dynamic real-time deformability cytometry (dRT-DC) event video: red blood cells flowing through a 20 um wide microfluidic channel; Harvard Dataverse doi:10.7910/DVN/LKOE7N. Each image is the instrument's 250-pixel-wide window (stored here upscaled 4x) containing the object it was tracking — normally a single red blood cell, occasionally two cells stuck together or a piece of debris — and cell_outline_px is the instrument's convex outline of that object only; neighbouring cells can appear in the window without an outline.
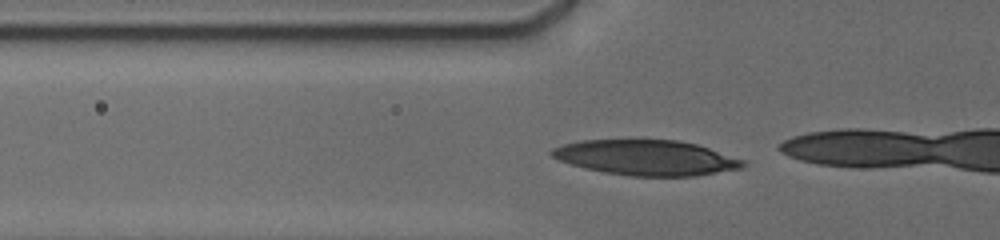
{"species": "human", "species_latin": "Homo sapiens", "temperature_condition": "cold", "stored_images_in_passage": 31, "camera_frame_rate_fps": 3000, "um_per_image_px": 0.085, "donor": {"sex": "male"}, "frame": {"image": 1, "passage_image": 4, "time_ms": 1.333, "image_size_px": [1000, 240], "cell_outline_px": [[744, 168], [696, 176], [628, 176], [604, 172], [584, 168], [560, 160], [552, 156], [548, 152], [552, 148], [564, 144], [580, 140], [680, 140], [696, 144], [744, 160]], "centroid_in_image_um": [54.92, 13.4], "position_along_channel_um": 70.9, "area_um2": 39.19}}
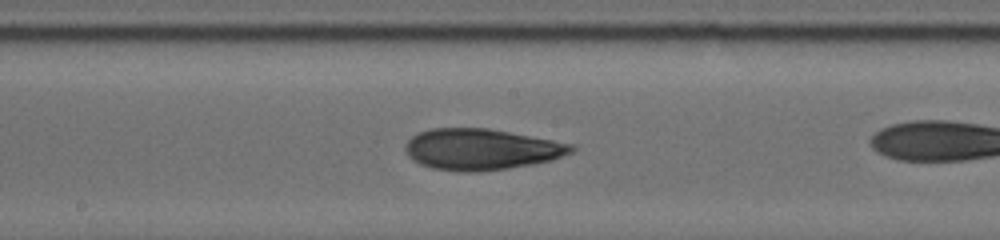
{"frame": {"image": 2, "passage_image": 12, "time_ms": 5.0, "image_size_px": [1000, 240], "cell_outline_px": [[576, 148], [572, 152], [552, 160], [532, 164], [508, 168], [476, 172], [460, 172], [432, 168], [420, 164], [408, 156], [404, 148], [408, 140], [412, 136], [420, 132], [432, 128], [488, 128], [552, 140], [572, 144]], "centroid_in_image_um": [40.89, 12.69], "position_along_channel_um": 207.3, "area_um2": 39.65}}
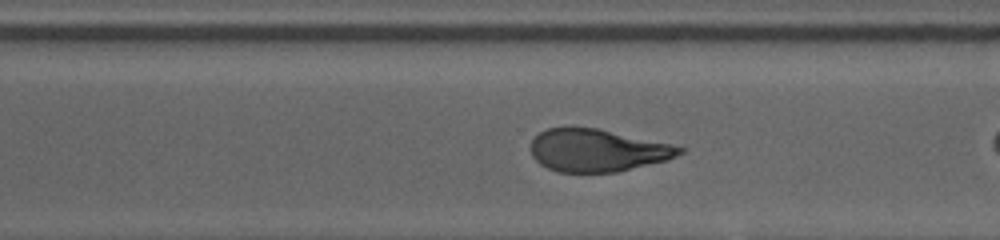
{"frame": {"image": 3, "passage_image": 24, "time_ms": 8.0, "image_size_px": [1000, 240], "cell_outline_px": [[688, 148], [684, 152], [668, 160], [616, 172], [556, 172], [540, 164], [532, 156], [532, 140], [540, 132], [548, 128], [596, 128]], "centroid_in_image_um": [50.79, 12.8], "position_along_channel_um": 319.8, "area_um2": 36.47}}